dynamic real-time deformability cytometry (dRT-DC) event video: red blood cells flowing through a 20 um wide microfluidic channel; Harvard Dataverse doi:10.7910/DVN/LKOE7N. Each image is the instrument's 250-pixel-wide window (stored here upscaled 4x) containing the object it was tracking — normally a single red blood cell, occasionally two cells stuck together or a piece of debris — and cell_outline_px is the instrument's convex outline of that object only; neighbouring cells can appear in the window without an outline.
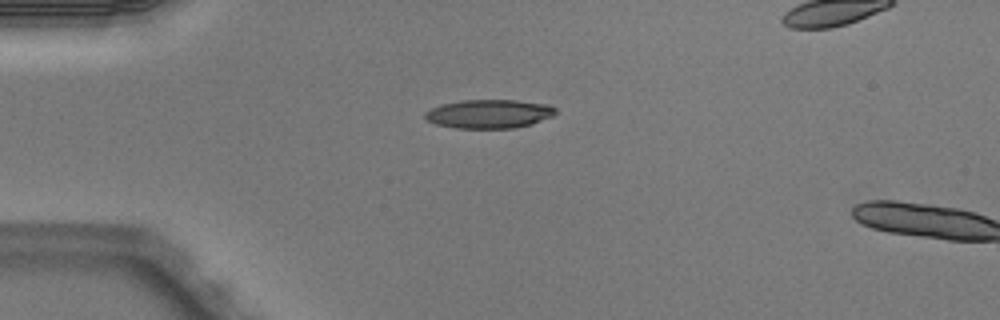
{"species": "Egyptian fruit bat (a non-hibernating species)", "species_latin": "Rousettus aegyptiacus", "temperature_condition": "warm", "stored_images_in_passage": 2, "camera_frame_rate_fps": 3000, "um_per_image_px": 0.085, "animal": {"sex": "male"}, "frame": {"image": 1, "passage_image": 1, "time_ms": 0.0, "image_size_px": [1000, 320], "cell_outline_px": [[556, 112], [552, 116], [532, 124], [516, 128], [456, 128], [436, 124], [428, 120], [424, 116], [424, 112], [440, 104], [460, 100], [516, 100], [552, 104], [556, 108]], "centroid_in_image_um": [41.6, 9.67], "position_along_channel_um": 43.4, "area_um2": 22.08}}